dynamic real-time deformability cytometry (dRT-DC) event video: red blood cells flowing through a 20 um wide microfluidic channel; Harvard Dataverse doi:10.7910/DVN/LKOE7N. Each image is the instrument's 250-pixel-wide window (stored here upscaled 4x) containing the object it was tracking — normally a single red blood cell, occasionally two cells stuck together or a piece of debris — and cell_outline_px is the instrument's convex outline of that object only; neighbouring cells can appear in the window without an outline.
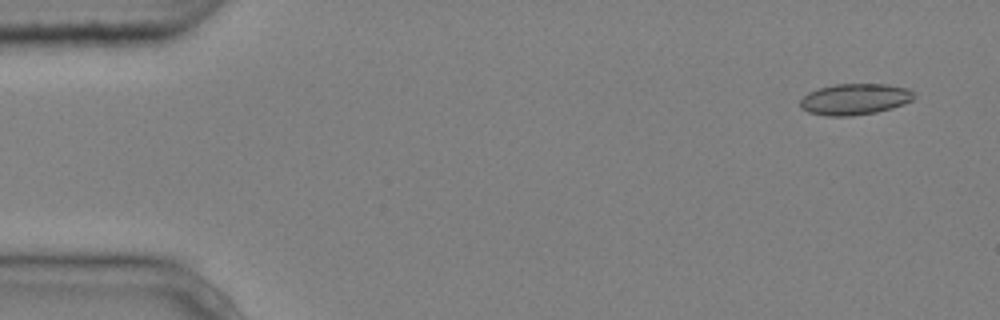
{"species": "common noctule bat (a hibernating species)", "species_latin": "Nyctalus noctula", "temperature_condition": "cold", "stored_images_in_passage": 4, "camera_frame_rate_fps": 3000, "um_per_image_px": 0.085, "animal": {"sex": "male", "body_mass_g": 20.4}, "frame": {"image": 1, "passage_image": 1, "time_ms": 0.0, "image_size_px": [1000, 320], "cell_outline_px": [[916, 96], [912, 100], [904, 104], [892, 108], [876, 112], [852, 116], [828, 116], [808, 112], [800, 108], [800, 100], [808, 92], [832, 84], [888, 84], [908, 88]], "centroid_in_image_um": [72.66, 8.43], "position_along_channel_um": 12.3, "area_um2": 20.81}}
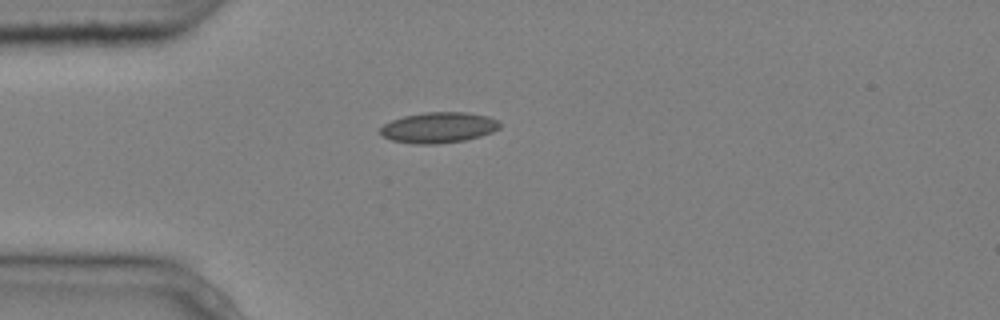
{"frame": {"image": 2, "passage_image": 4, "time_ms": 1.0, "image_size_px": [1000, 320], "cell_outline_px": [[500, 128], [492, 132], [480, 136], [464, 140], [436, 144], [416, 144], [392, 140], [384, 136], [380, 132], [380, 128], [384, 124], [392, 120], [404, 116], [424, 112], [468, 112], [488, 116], [500, 120]], "centroid_in_image_um": [37.31, 10.83], "position_along_channel_um": 47.7, "area_um2": 21.39}}